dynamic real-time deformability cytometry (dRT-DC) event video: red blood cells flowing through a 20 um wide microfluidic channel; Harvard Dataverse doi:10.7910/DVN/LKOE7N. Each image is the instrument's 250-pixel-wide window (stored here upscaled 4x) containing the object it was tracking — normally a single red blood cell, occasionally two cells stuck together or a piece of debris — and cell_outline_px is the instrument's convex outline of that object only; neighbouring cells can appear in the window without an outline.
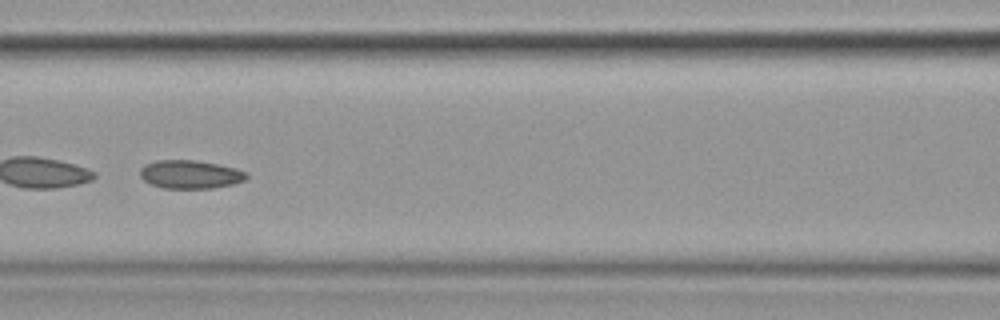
{"species": "common noctule bat (a hibernating species)", "species_latin": "Nyctalus noctula", "temperature_condition": "cold", "stored_images_in_passage": 8, "camera_frame_rate_fps": 3000, "um_per_image_px": 0.085, "animal": {"sex": "female", "body_mass_g": 19.9}, "frame": {"image": 1, "passage_image": 8, "time_ms": 8.333, "image_size_px": [1000, 320], "cell_outline_px": [[248, 176], [244, 180], [232, 184], [212, 188], [164, 188], [152, 184], [144, 180], [140, 176], [140, 168], [144, 164], [156, 160], [196, 160], [236, 168], [248, 172]], "centroid_in_image_um": [16.16, 14.81], "position_along_channel_um": 150.4, "area_um2": 17.57}}